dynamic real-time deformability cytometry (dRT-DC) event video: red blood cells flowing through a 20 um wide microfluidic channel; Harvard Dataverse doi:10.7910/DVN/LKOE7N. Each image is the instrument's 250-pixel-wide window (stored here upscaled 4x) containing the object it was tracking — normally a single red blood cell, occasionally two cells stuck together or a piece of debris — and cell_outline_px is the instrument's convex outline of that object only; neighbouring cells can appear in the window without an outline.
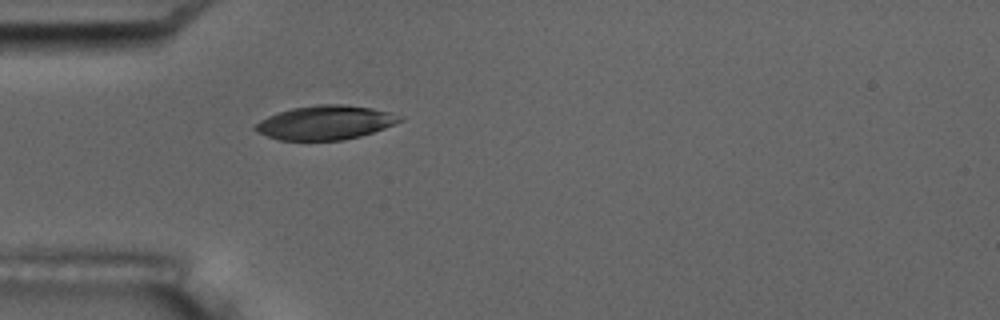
{"species": "common noctule bat (a hibernating species)", "species_latin": "Nyctalus noctula", "temperature_condition": "room temperature", "stored_images_in_passage": 3, "camera_frame_rate_fps": 3000, "um_per_image_px": 0.085, "animal": {"sex": "male", "body_mass_g": 17.5, "forearm_length_mm": 52.3}, "frame": {"image": 1, "passage_image": 3, "time_ms": 2.333, "image_size_px": [1000, 320], "cell_outline_px": [[404, 120], [384, 128], [360, 136], [344, 140], [280, 140], [256, 132], [252, 128], [260, 120], [268, 116], [292, 108], [320, 104], [344, 104], [372, 108], [392, 112], [404, 116]], "centroid_in_image_um": [27.69, 10.41], "position_along_channel_um": 57.3, "area_um2": 28.73}}